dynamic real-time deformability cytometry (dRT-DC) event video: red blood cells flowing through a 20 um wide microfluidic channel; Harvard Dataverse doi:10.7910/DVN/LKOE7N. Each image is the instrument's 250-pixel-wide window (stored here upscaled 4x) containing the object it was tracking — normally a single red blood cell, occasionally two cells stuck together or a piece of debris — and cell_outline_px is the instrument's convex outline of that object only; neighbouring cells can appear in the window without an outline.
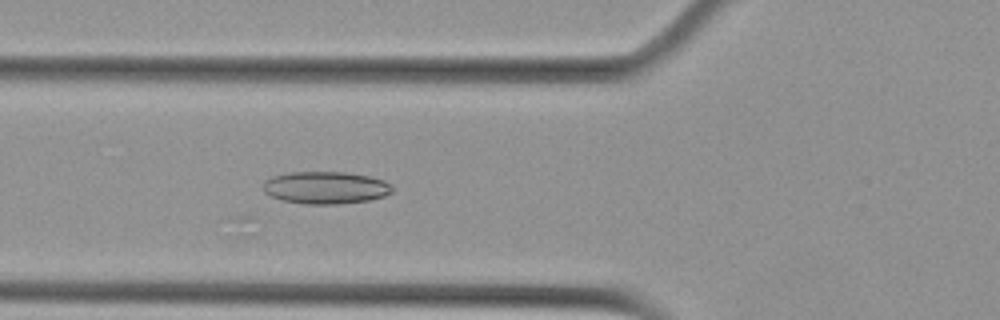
{"species": "Egyptian fruit bat (a non-hibernating species)", "species_latin": "Rousettus aegyptiacus", "temperature_condition": "cold", "stored_images_in_passage": 32, "camera_frame_rate_fps": 3000, "um_per_image_px": 0.085, "animal": {"sex": "female"}, "frame": {"image": 1, "passage_image": 13, "time_ms": 4.0, "image_size_px": [1000, 320], "cell_outline_px": [[392, 192], [384, 196], [368, 200], [336, 204], [304, 204], [284, 200], [272, 196], [264, 192], [264, 180], [272, 176], [288, 172], [344, 172], [368, 176], [384, 180], [392, 188]], "centroid_in_image_um": [27.65, 15.94], "position_along_channel_um": 98.1, "area_um2": 24.16}}
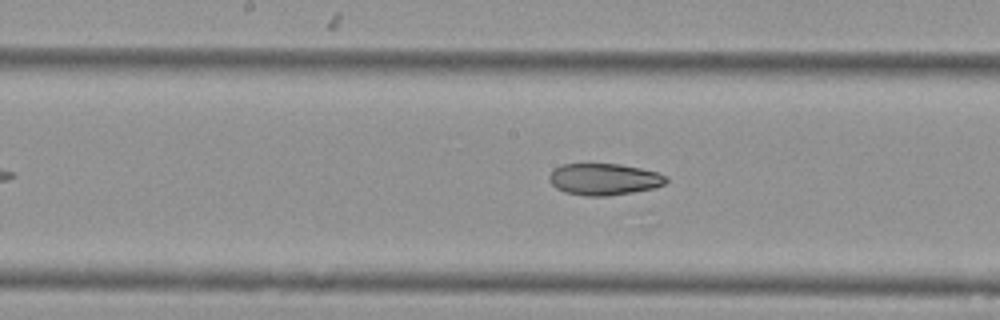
{"frame": {"image": 2, "passage_image": 21, "time_ms": 6.667, "image_size_px": [1000, 320], "cell_outline_px": [[668, 180], [664, 184], [656, 188], [608, 196], [584, 196], [564, 192], [556, 188], [552, 184], [548, 176], [556, 168], [564, 164], [620, 164], [640, 168], [656, 172], [668, 176]], "centroid_in_image_um": [51.37, 15.24], "position_along_channel_um": 196.8, "area_um2": 21.56}}
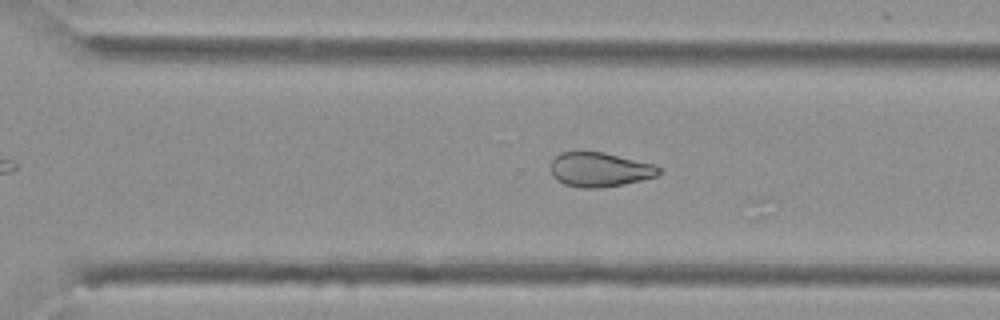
{"frame": {"image": 3, "passage_image": 31, "time_ms": 10.0, "image_size_px": [1000, 320], "cell_outline_px": [[664, 172], [656, 176], [640, 180], [600, 188], [580, 188], [564, 184], [556, 180], [552, 176], [552, 160], [560, 152], [604, 152], [652, 164], [664, 168]], "centroid_in_image_um": [50.99, 14.42], "position_along_channel_um": 319.6, "area_um2": 21.62}}